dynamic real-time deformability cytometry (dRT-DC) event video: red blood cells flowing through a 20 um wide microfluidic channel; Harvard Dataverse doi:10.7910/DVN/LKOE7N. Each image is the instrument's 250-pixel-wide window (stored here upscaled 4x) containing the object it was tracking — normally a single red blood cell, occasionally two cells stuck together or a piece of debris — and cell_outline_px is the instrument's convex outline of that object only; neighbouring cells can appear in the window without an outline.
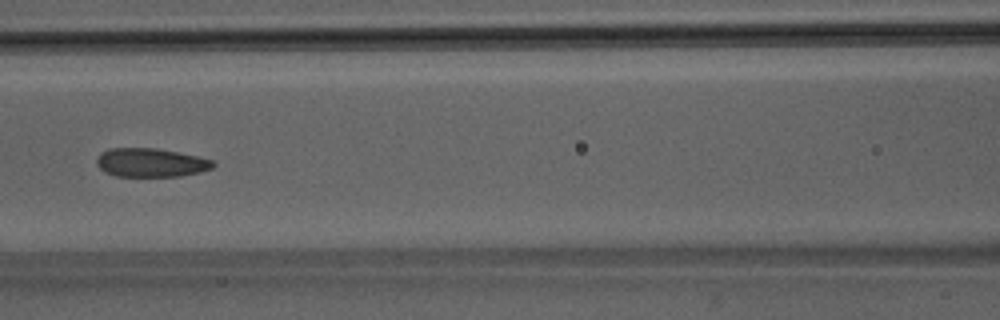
{"species": "Egyptian fruit bat (a non-hibernating species)", "species_latin": "Rousettus aegyptiacus", "temperature_condition": "room temperature", "stored_images_in_passage": 41, "camera_frame_rate_fps": 3000, "um_per_image_px": 0.085, "animal": {"sex": "male"}, "frame": {"image": 1, "passage_image": 13, "time_ms": 4.0, "image_size_px": [1000, 320], "cell_outline_px": [[216, 164], [212, 168], [200, 172], [180, 176], [116, 176], [104, 172], [96, 164], [96, 160], [100, 152], [108, 148], [156, 148], [196, 156], [212, 160]], "centroid_in_image_um": [12.78, 13.82], "position_along_channel_um": 153.8, "area_um2": 19.48}}
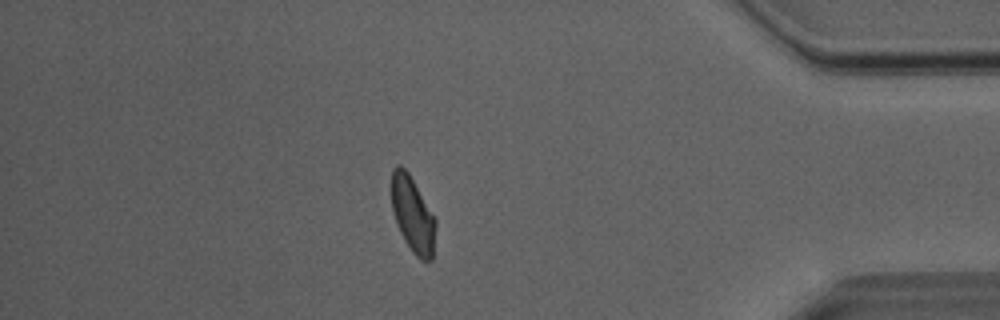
{"frame": {"image": 2, "passage_image": 34, "time_ms": 11.0, "image_size_px": [1000, 320], "cell_outline_px": [[436, 224], [432, 260], [420, 260], [412, 252], [404, 240], [396, 224], [392, 212], [392, 168], [396, 164], [400, 164], [408, 172], [436, 220]], "centroid_in_image_um": [35.06, 18.25], "position_along_channel_um": 400.1, "area_um2": 19.36}}
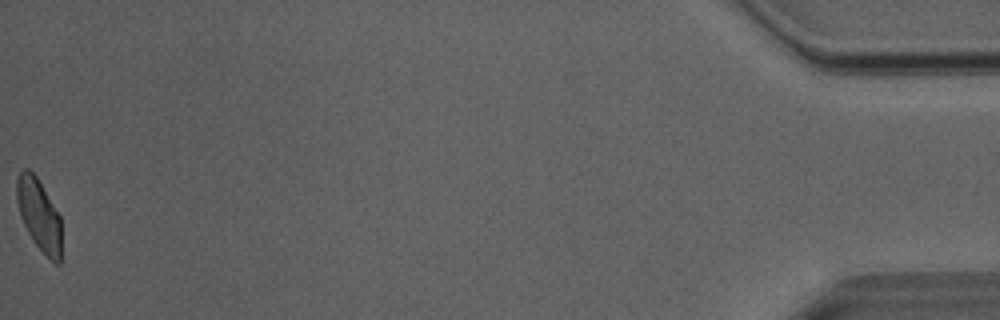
{"frame": {"image": 3, "passage_image": 41, "time_ms": 13.333, "image_size_px": [1000, 320], "cell_outline_px": [[60, 264], [56, 264], [32, 240], [20, 216], [16, 200], [16, 180], [20, 172], [24, 168], [28, 168], [36, 176], [60, 216]], "centroid_in_image_um": [3.29, 18.22], "position_along_channel_um": 431.9, "area_um2": 18.32}, "authors_computed_cell_mechanics": {"area_um2": 19.9988, "velocity_mm_per_s": 4.0516, "shape_relaxation_time_tau1_ms": 5.5019, "shape_relaxation_time_tau2_ms": 1.0689, "deformation_change_tau1": 0.1291, "deformation_change_tau2": 0.0665}}